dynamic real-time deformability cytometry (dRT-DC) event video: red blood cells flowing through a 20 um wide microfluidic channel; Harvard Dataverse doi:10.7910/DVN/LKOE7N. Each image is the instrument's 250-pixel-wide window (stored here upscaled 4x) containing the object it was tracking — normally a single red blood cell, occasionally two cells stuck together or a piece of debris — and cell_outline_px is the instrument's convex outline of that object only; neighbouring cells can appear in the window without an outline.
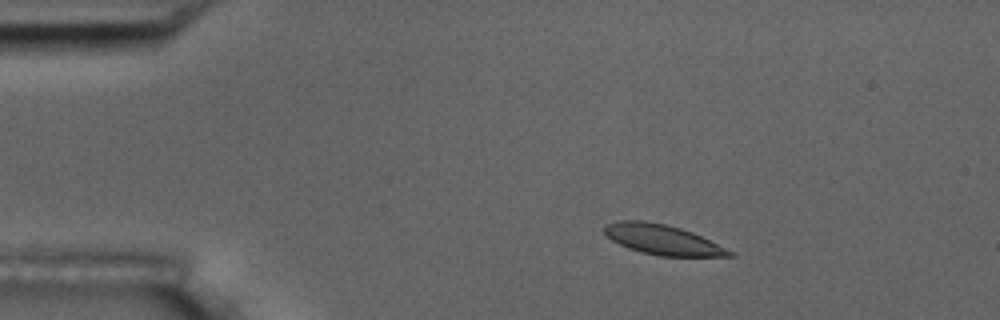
{"species": "common noctule bat (a hibernating species)", "species_latin": "Nyctalus noctula", "temperature_condition": "room temperature", "stored_images_in_passage": 4, "camera_frame_rate_fps": 3000, "um_per_image_px": 0.085, "animal": {"sex": "male", "body_mass_g": 17.5, "forearm_length_mm": 52.3}, "frame": {"image": 1, "passage_image": 2, "time_ms": 1.333, "image_size_px": [1000, 320], "cell_outline_px": [[736, 256], [660, 256], [640, 252], [628, 248], [612, 240], [604, 232], [604, 224], [620, 220], [644, 220], [668, 224], [692, 232], [732, 252]], "centroid_in_image_um": [56.24, 20.35], "position_along_channel_um": 28.8, "area_um2": 21.68}}